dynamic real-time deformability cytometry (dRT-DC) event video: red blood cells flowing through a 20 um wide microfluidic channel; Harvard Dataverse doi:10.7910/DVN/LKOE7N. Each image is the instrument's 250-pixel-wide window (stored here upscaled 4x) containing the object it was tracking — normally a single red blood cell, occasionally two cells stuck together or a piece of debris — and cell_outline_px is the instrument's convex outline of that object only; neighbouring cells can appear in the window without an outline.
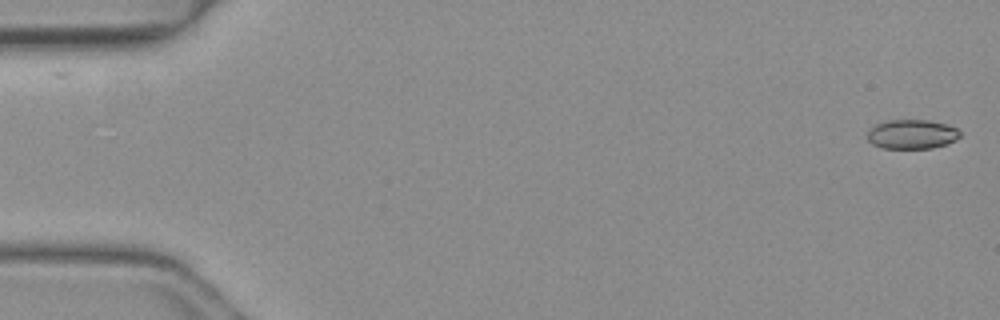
{"species": "common noctule bat (a hibernating species)", "species_latin": "Nyctalus noctula", "temperature_condition": "warm", "stored_images_in_passage": 30, "camera_frame_rate_fps": 3000, "um_per_image_px": 0.085, "animal": {"sex": "female", "body_mass_g": 19.3, "forearm_length_mm": 54.1}, "frame": {"image": 1, "passage_image": 1, "time_ms": 0.0, "image_size_px": [1000, 320], "cell_outline_px": [[960, 136], [956, 140], [932, 148], [884, 148], [872, 144], [868, 140], [868, 128], [876, 124], [888, 120], [928, 120], [948, 124], [956, 128], [960, 132]], "centroid_in_image_um": [77.5, 11.4], "position_along_channel_um": 7.5, "area_um2": 15.84}}
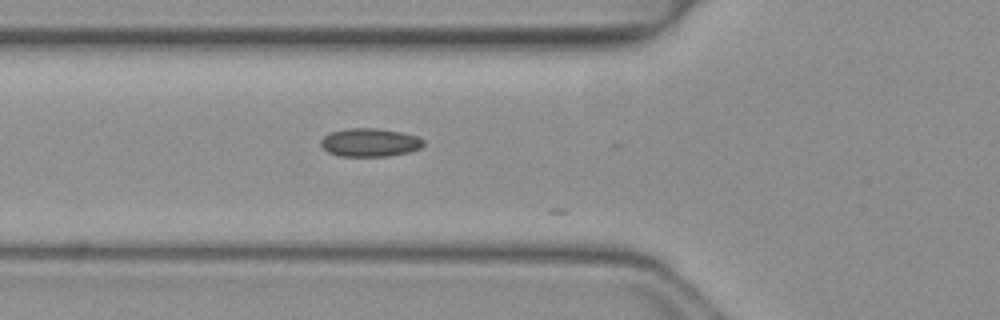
{"frame": {"image": 2, "passage_image": 18, "time_ms": 5.667, "image_size_px": [1000, 320], "cell_outline_px": [[424, 144], [420, 148], [408, 152], [388, 156], [340, 156], [328, 152], [320, 144], [320, 140], [324, 136], [332, 132], [348, 128], [376, 128], [400, 132], [416, 136], [424, 140]], "centroid_in_image_um": [31.43, 12.11], "position_along_channel_um": 94.4, "area_um2": 16.82}}
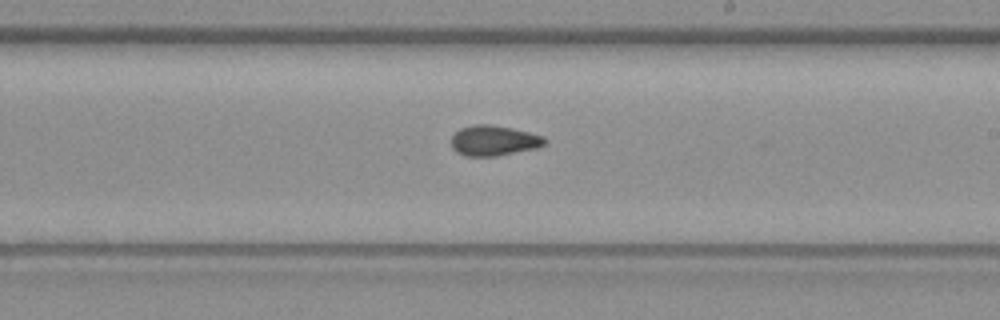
{"frame": {"image": 3, "passage_image": 29, "time_ms": 9.333, "image_size_px": [1000, 320], "cell_outline_px": [[548, 140], [544, 144], [536, 148], [496, 156], [464, 156], [456, 152], [452, 148], [452, 136], [460, 128], [476, 124], [488, 124], [512, 128], [544, 136]], "centroid_in_image_um": [41.97, 11.95], "position_along_channel_um": 247.0, "area_um2": 16.47}}